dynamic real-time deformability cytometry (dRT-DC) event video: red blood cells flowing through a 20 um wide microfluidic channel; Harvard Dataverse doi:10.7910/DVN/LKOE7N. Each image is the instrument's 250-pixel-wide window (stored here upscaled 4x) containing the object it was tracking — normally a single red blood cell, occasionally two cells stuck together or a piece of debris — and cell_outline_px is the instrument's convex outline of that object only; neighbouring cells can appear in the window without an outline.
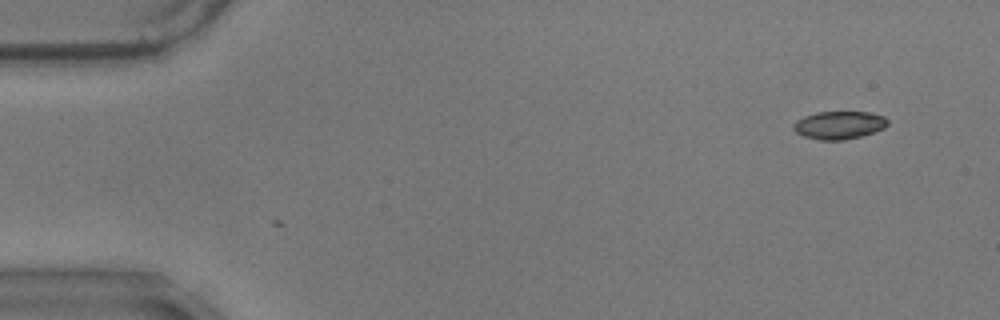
{"species": "common noctule bat (a hibernating species)", "species_latin": "Nyctalus noctula", "temperature_condition": "warm", "stored_images_in_passage": 2, "camera_frame_rate_fps": 3000, "um_per_image_px": 0.085, "animal": {"sex": "male", "body_mass_g": 17.9}, "frame": {"image": 1, "passage_image": 2, "time_ms": 0.333, "image_size_px": [1000, 320], "cell_outline_px": [[888, 124], [884, 128], [860, 136], [844, 140], [820, 140], [804, 136], [796, 132], [792, 128], [792, 124], [796, 120], [804, 116], [816, 112], [868, 112], [884, 116], [888, 120]], "centroid_in_image_um": [71.3, 10.63], "position_along_channel_um": 13.7, "area_um2": 15.32}}